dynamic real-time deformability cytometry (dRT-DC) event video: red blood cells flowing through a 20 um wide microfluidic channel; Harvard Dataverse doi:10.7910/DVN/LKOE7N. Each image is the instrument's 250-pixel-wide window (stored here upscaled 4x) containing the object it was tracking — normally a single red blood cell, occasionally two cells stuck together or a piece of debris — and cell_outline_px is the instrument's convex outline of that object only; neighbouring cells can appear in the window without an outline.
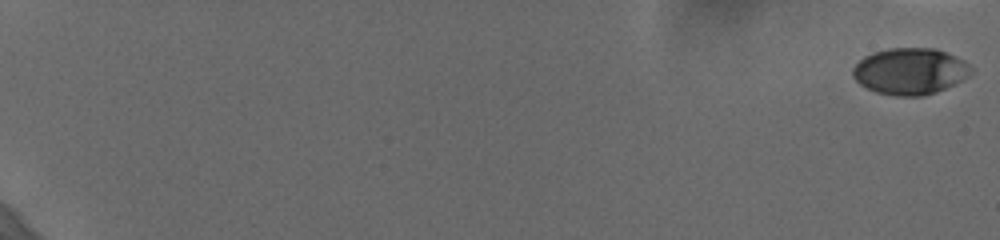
{"species": "human", "species_latin": "Homo sapiens", "temperature_condition": "cold", "stored_images_in_passage": 52, "camera_frame_rate_fps": 3000, "um_per_image_px": 0.085, "donor": {"sex": "female"}, "frame": {"image": 1, "passage_image": 1, "time_ms": 0.0, "image_size_px": [1000, 240], "cell_outline_px": [[972, 72], [968, 76], [936, 92], [920, 96], [896, 96], [876, 92], [860, 84], [852, 76], [852, 68], [864, 56], [872, 52], [888, 48], [932, 48], [944, 52], [964, 60], [972, 68]], "centroid_in_image_um": [77.31, 6.05], "position_along_channel_um": 7.7, "area_um2": 31.79}}
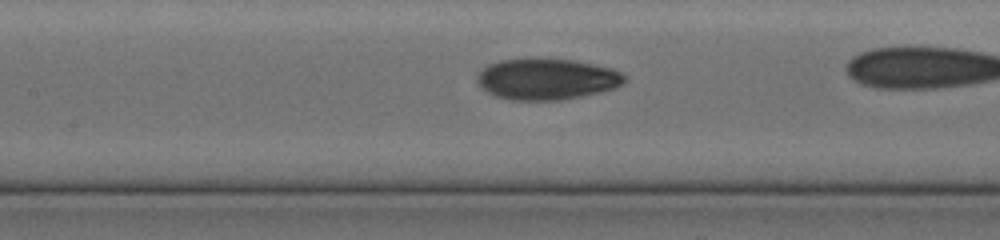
{"frame": {"image": 2, "passage_image": 33, "time_ms": 10.667, "image_size_px": [1000, 240], "cell_outline_px": [[628, 80], [624, 84], [616, 88], [600, 92], [560, 100], [508, 100], [496, 96], [488, 92], [476, 80], [476, 76], [488, 64], [500, 60], [572, 60], [612, 68], [620, 72]], "centroid_in_image_um": [46.51, 6.75], "position_along_channel_um": 160.9, "area_um2": 34.85}}
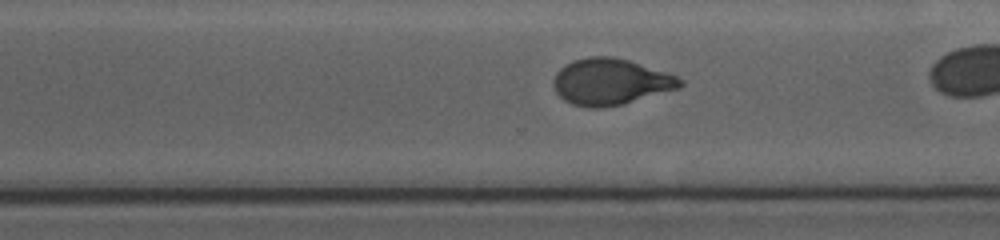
{"frame": {"image": 3, "passage_image": 46, "time_ms": 15.0, "image_size_px": [1000, 240], "cell_outline_px": [[684, 84], [680, 88], [624, 104], [600, 108], [588, 108], [572, 104], [564, 100], [556, 92], [552, 84], [552, 80], [556, 72], [564, 64], [572, 60], [588, 56], [612, 56], [628, 60], [668, 72], [684, 80]], "centroid_in_image_um": [51.89, 6.95], "position_along_channel_um": 318.7, "area_um2": 34.62}}